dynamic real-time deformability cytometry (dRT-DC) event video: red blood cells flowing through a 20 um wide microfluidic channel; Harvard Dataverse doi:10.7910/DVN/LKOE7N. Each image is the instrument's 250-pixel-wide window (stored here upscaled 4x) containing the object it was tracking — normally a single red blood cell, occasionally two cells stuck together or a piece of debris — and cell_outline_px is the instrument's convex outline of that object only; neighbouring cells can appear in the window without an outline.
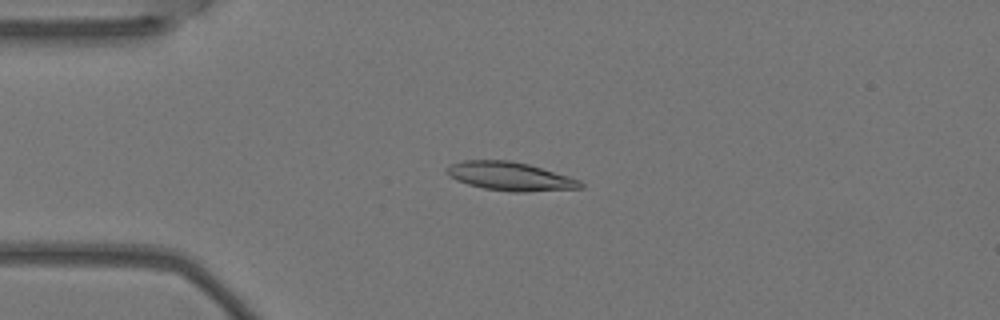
{"species": "Egyptian fruit bat (a non-hibernating species)", "species_latin": "Rousettus aegyptiacus", "temperature_condition": "warm", "stored_images_in_passage": 3, "camera_frame_rate_fps": 3000, "um_per_image_px": 0.085, "animal": {"sex": "female"}, "frame": {"image": 1, "passage_image": 2, "time_ms": 0.333, "image_size_px": [1000, 320], "cell_outline_px": [[584, 188], [528, 192], [512, 192], [484, 188], [468, 184], [456, 180], [448, 176], [444, 172], [444, 168], [452, 164], [464, 160], [508, 160], [528, 164], [568, 176], [580, 180], [584, 184]], "centroid_in_image_um": [43.34, 14.99], "position_along_channel_um": 41.7, "area_um2": 22.37}}